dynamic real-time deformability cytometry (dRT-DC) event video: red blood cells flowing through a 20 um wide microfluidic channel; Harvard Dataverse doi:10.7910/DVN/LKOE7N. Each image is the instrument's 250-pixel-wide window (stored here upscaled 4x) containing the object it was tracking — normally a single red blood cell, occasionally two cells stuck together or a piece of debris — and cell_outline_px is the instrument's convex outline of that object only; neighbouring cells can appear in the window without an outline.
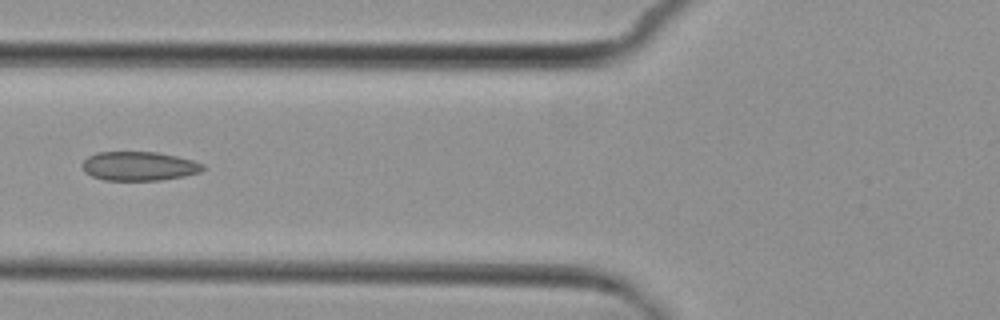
{"species": "common noctule bat (a hibernating species)", "species_latin": "Nyctalus noctula", "temperature_condition": "cold", "stored_images_in_passage": 6, "camera_frame_rate_fps": 3000, "um_per_image_px": 0.085, "animal": {"sex": "female", "body_mass_g": 29.2, "forearm_length_mm": 56.3}, "frame": {"image": 1, "passage_image": 5, "time_ms": 6.667, "image_size_px": [1000, 320], "cell_outline_px": [[204, 168], [200, 172], [184, 176], [160, 180], [104, 180], [92, 176], [84, 172], [80, 164], [88, 156], [96, 152], [156, 152], [176, 156], [192, 160], [204, 164]], "centroid_in_image_um": [11.78, 14.12], "position_along_channel_um": 114.0, "area_um2": 20.46}}
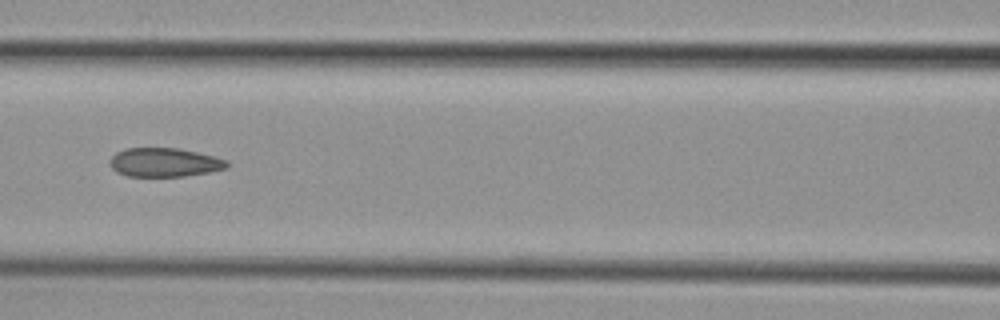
{"frame": {"image": 2, "passage_image": 6, "time_ms": 7.667, "image_size_px": [1000, 320], "cell_outline_px": [[228, 168], [208, 172], [184, 176], [128, 176], [116, 172], [112, 168], [112, 156], [116, 152], [124, 148], [180, 148], [228, 160]], "centroid_in_image_um": [13.99, 13.8], "position_along_channel_um": 152.6, "area_um2": 19.54}}